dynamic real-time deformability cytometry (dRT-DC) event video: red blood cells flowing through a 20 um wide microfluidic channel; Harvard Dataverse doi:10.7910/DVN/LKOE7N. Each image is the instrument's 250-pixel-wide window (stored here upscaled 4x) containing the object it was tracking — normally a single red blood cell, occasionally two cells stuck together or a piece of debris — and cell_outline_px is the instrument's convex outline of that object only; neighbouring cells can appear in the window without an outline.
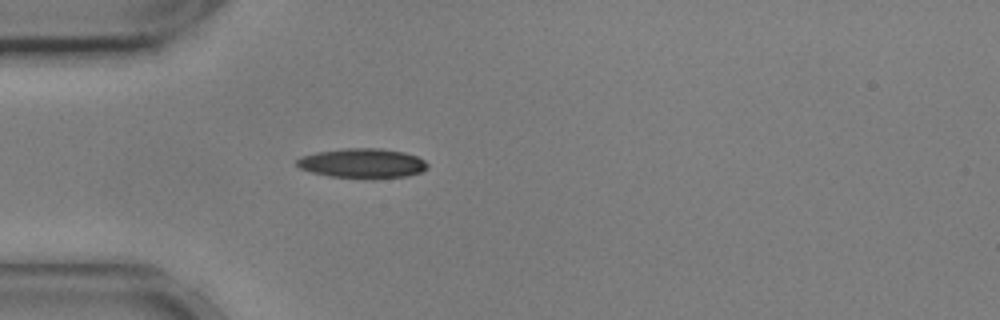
{"species": "common noctule bat (a hibernating species)", "species_latin": "Nyctalus noctula", "temperature_condition": "cold", "stored_images_in_passage": 41, "camera_frame_rate_fps": 3000, "um_per_image_px": 0.085, "animal": {"sex": "male", "body_mass_g": 17.9, "forearm_length_mm": 54.2}, "frame": {"image": 1, "passage_image": 1, "time_ms": 0.0, "image_size_px": [1000, 320], "cell_outline_px": [[428, 168], [424, 172], [408, 176], [372, 180], [328, 176], [312, 172], [300, 168], [296, 164], [296, 160], [300, 156], [316, 152], [344, 148], [380, 148], [404, 152], [416, 156], [424, 160], [428, 164]], "centroid_in_image_um": [30.83, 13.9], "position_along_channel_um": 54.2, "area_um2": 23.18}}
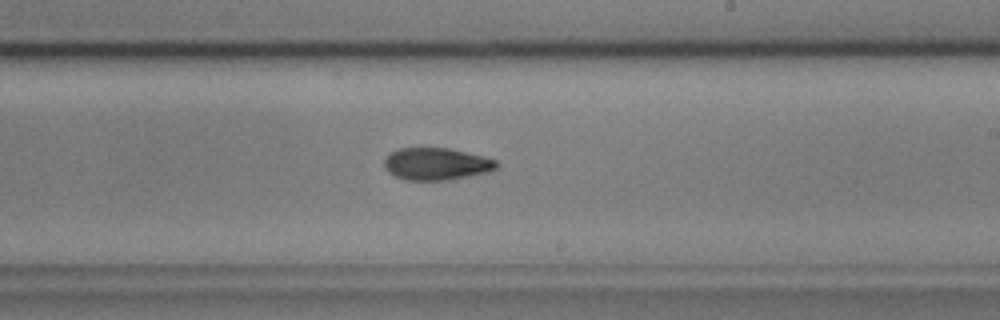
{"frame": {"image": 2, "passage_image": 18, "time_ms": 5.667, "image_size_px": [1000, 320], "cell_outline_px": [[500, 164], [496, 168], [488, 172], [448, 180], [404, 180], [388, 172], [384, 168], [384, 160], [392, 152], [400, 148], [448, 148], [484, 156], [496, 160]], "centroid_in_image_um": [37.1, 13.94], "position_along_channel_um": 251.9, "area_um2": 21.04}, "authors_computed_cell_mechanics": {"area_um2": 21.2126, "velocity_mm_per_s": 3.5984, "shape_relaxation_time_tau1_ms": 11.0588, "shape_relaxation_time_tau2_ms": 5.0873, "deformation_change_tau1": 0.2342, "deformation_change_tau2": 0.1174}}